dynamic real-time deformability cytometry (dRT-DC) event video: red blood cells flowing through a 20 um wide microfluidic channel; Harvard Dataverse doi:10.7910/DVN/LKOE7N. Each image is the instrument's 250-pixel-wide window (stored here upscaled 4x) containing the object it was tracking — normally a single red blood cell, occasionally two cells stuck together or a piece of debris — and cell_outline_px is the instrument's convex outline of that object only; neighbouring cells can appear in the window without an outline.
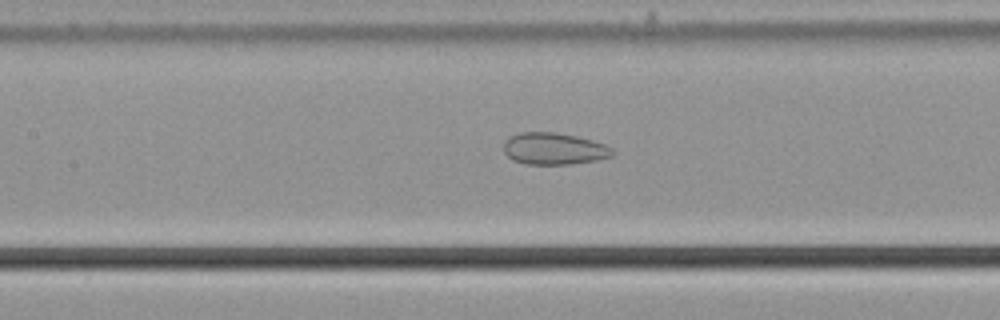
{"species": "common noctule bat (a hibernating species)", "species_latin": "Nyctalus noctula", "temperature_condition": "cold", "stored_images_in_passage": 41, "camera_frame_rate_fps": 3000, "um_per_image_px": 0.085, "animal": {"sex": "male", "body_mass_g": 21.5, "forearm_length_mm": 52.0}, "frame": {"image": 1, "passage_image": 13, "time_ms": 4.0, "image_size_px": [1000, 320], "cell_outline_px": [[616, 152], [612, 156], [596, 160], [572, 164], [524, 164], [512, 160], [504, 152], [504, 140], [508, 136], [520, 132], [556, 132], [576, 136], [592, 140], [604, 144], [612, 148]], "centroid_in_image_um": [47.07, 12.63], "position_along_channel_um": 160.3, "area_um2": 20.4}}
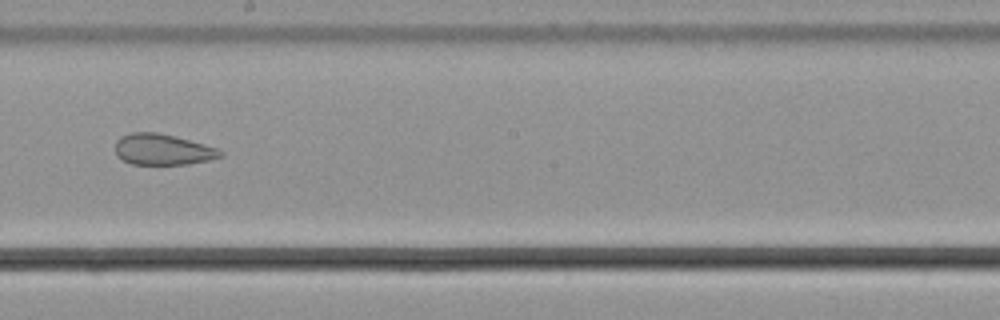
{"frame": {"image": 2, "passage_image": 19, "time_ms": 6.0, "image_size_px": [1000, 320], "cell_outline_px": [[224, 156], [208, 160], [188, 164], [132, 164], [116, 156], [116, 140], [120, 136], [132, 132], [156, 132], [188, 140], [216, 148], [224, 152]], "centroid_in_image_um": [13.81, 12.71], "position_along_channel_um": 234.4, "area_um2": 18.79}}
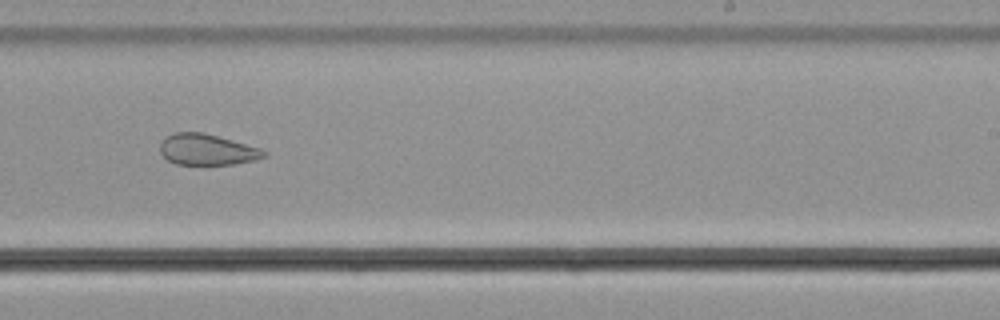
{"frame": {"image": 3, "passage_image": 22, "time_ms": 7.0, "image_size_px": [1000, 320], "cell_outline_px": [[268, 156], [256, 160], [236, 164], [176, 164], [168, 160], [160, 152], [160, 144], [172, 132], [204, 132], [260, 148], [268, 152]], "centroid_in_image_um": [17.64, 12.72], "position_along_channel_um": 271.4, "area_um2": 18.79}, "authors_computed_cell_mechanics": {"area_um2": 19.1896, "velocity_mm_per_s": 3.7133, "shape_relaxation_time_tau1_ms": null, "shape_relaxation_time_tau2_ms": 2.6778, "deformation_change_tau1": null, "deformation_change_tau2": 0.1051}}